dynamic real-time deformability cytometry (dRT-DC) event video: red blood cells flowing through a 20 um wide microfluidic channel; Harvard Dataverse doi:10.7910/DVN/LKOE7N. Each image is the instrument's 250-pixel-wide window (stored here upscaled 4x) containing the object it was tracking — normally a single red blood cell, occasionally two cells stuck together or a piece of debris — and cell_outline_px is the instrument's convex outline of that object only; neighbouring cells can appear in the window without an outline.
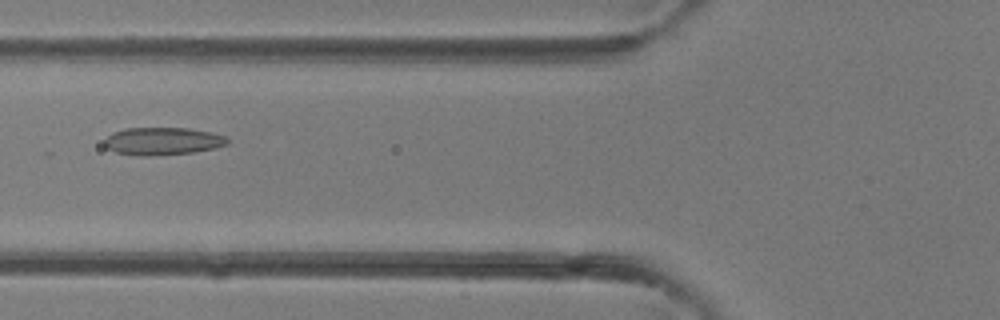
{"species": "common noctule bat (a hibernating species)", "species_latin": "Nyctalus noctula", "temperature_condition": "room temperature", "stored_images_in_passage": 28, "camera_frame_rate_fps": 3000, "um_per_image_px": 0.085, "animal": {"sex": "female"}, "frame": {"image": 1, "passage_image": 7, "time_ms": 2.0, "image_size_px": [1000, 320], "cell_outline_px": [[228, 144], [216, 148], [192, 152], [148, 156], [136, 156], [116, 152], [108, 148], [104, 144], [104, 140], [112, 132], [124, 128], [188, 128], [208, 132], [224, 136], [228, 140]], "centroid_in_image_um": [13.79, 12.0], "position_along_channel_um": 112.0, "area_um2": 19.71}}
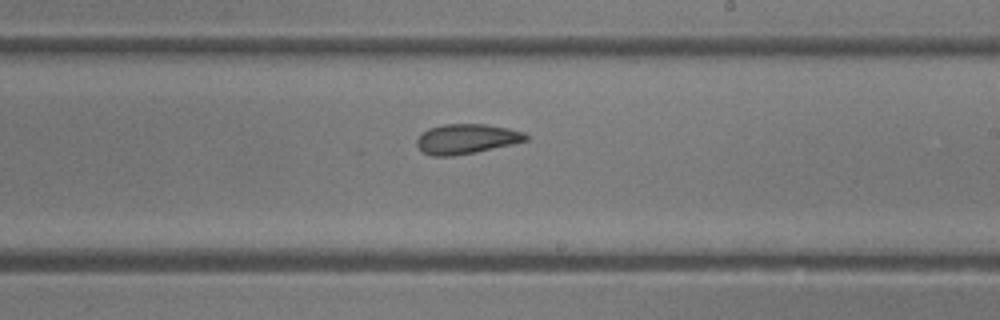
{"frame": {"image": 2, "passage_image": 15, "time_ms": 4.667, "image_size_px": [1000, 320], "cell_outline_px": [[528, 140], [512, 144], [476, 152], [452, 156], [432, 156], [416, 148], [416, 140], [428, 128], [444, 124], [484, 124], [508, 128], [524, 132], [528, 136]], "centroid_in_image_um": [39.63, 11.81], "position_along_channel_um": 249.4, "area_um2": 18.96}}
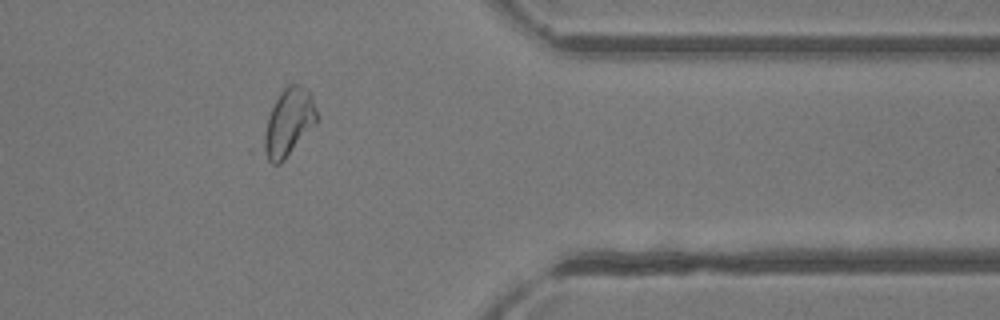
{"frame": {"image": 3, "passage_image": 24, "time_ms": 7.667, "image_size_px": [1000, 320], "cell_outline_px": [[316, 124], [284, 160], [280, 164], [272, 164], [248, 152], [248, 148], [280, 92], [288, 84], [300, 84], [308, 88], [316, 108]], "centroid_in_image_um": [24.22, 10.6], "position_along_channel_um": 387.2, "area_um2": 23.64}}